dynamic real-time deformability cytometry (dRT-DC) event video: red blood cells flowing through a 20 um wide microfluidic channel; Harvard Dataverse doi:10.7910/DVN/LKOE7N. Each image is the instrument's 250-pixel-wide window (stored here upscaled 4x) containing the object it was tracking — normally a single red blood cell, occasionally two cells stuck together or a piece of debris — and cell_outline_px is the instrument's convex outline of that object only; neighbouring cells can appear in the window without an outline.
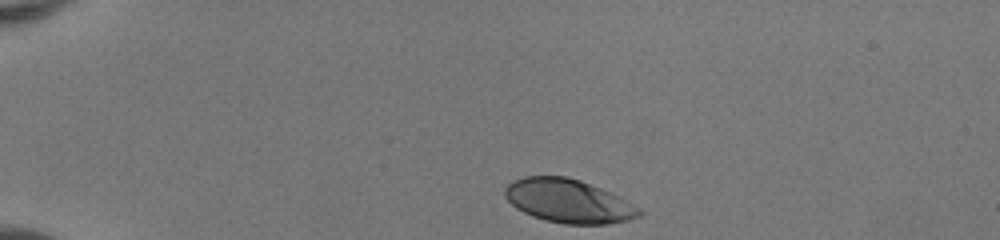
{"species": "human", "species_latin": "Homo sapiens", "temperature_condition": "room temperature", "stored_images_in_passage": 35, "camera_frame_rate_fps": 3000, "um_per_image_px": 0.085, "donor": {"sex": "female"}, "frame": {"image": 1, "passage_image": 1, "time_ms": 0.0, "image_size_px": [1000, 240], "cell_outline_px": [[644, 212], [640, 216], [628, 220], [604, 224], [564, 224], [544, 220], [532, 216], [516, 208], [504, 196], [504, 188], [512, 180], [524, 176], [568, 176], [580, 180], [620, 196], [640, 208]], "centroid_in_image_um": [48.31, 17.08], "position_along_channel_um": 36.7, "area_um2": 34.28}}
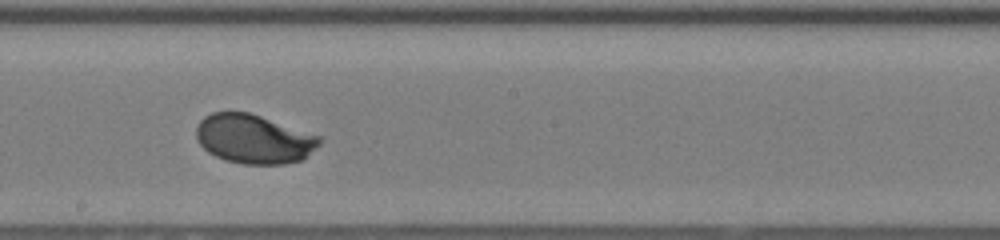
{"frame": {"image": 2, "passage_image": 20, "time_ms": 6.333, "image_size_px": [1000, 240], "cell_outline_px": [[320, 144], [304, 160], [284, 164], [244, 164], [224, 160], [208, 152], [196, 140], [196, 128], [200, 120], [204, 116], [212, 112], [248, 112], [320, 136]], "centroid_in_image_um": [21.56, 11.82], "position_along_channel_um": 226.6, "area_um2": 35.26}}
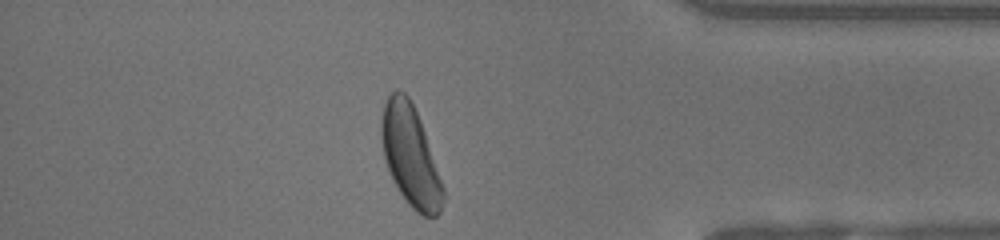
{"frame": {"image": 3, "passage_image": 34, "time_ms": 11.0, "image_size_px": [1000, 240], "cell_outline_px": [[444, 200], [440, 212], [436, 216], [424, 216], [416, 212], [408, 204], [400, 192], [388, 168], [384, 156], [380, 132], [380, 124], [384, 104], [388, 96], [392, 92], [404, 92], [408, 96], [420, 120], [444, 188]], "centroid_in_image_um": [34.88, 13.27], "position_along_channel_um": 400.3, "area_um2": 35.49}, "authors_computed_cell_mechanics": {"area_um2": 35.3158, "velocity_mm_per_s": 4.136, "shape_relaxation_time_tau1_ms": 1.951, "shape_relaxation_time_tau2_ms": null, "deformation_change_tau1": 0.1453, "deformation_change_tau2": null}}